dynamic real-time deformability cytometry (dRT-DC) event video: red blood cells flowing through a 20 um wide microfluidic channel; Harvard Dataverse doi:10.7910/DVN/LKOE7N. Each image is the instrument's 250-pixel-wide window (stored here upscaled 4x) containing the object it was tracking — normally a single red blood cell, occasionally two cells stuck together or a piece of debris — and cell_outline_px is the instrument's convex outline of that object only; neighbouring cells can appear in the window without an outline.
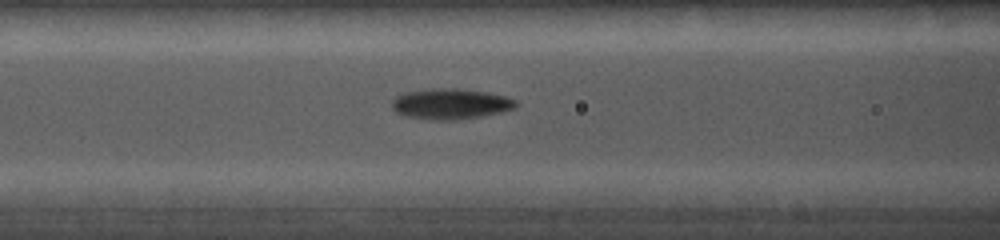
{"species": "common noctule bat (a hibernating species)", "species_latin": "Nyctalus noctula", "temperature_condition": "cold", "stored_images_in_passage": 6, "camera_frame_rate_fps": 5000, "um_per_image_px": 0.085, "animal": {"sex": "female", "body_mass_g": 19.0, "forearm_length_mm": 56.7}, "frame": {"image": 1, "passage_image": 6, "time_ms": 4.8, "image_size_px": [1000, 240], "cell_outline_px": [[520, 104], [516, 108], [500, 112], [480, 116], [452, 120], [436, 120], [404, 116], [396, 112], [392, 108], [392, 100], [396, 96], [404, 92], [432, 88], [456, 88], [488, 92], [504, 96], [516, 100]], "centroid_in_image_um": [38.3, 8.82], "position_along_channel_um": 128.3, "area_um2": 22.2}}